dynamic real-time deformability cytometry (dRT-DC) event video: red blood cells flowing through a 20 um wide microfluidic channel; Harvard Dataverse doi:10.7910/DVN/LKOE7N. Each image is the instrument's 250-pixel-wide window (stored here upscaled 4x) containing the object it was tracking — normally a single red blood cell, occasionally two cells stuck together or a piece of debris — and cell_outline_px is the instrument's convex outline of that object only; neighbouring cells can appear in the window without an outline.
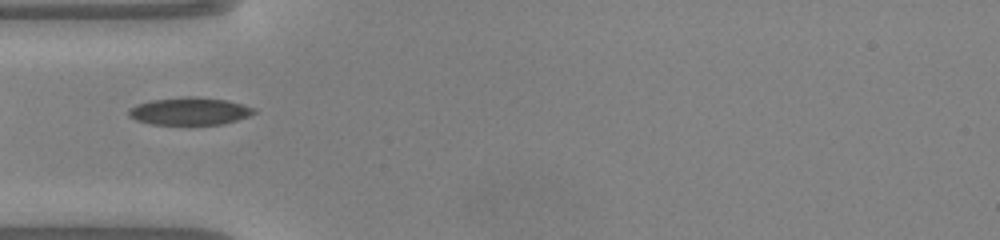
{"species": "common noctule bat (a hibernating species)", "species_latin": "Nyctalus noctula", "temperature_condition": "warm", "stored_images_in_passage": 32, "camera_frame_rate_fps": 3000, "um_per_image_px": 0.085, "animal": {"sex": "male", "body_mass_g": 20.0, "forearm_length_mm": 53.3}, "frame": {"image": 1, "passage_image": 1, "time_ms": 0.0, "image_size_px": [1000, 240], "cell_outline_px": [[256, 112], [248, 116], [236, 120], [220, 124], [152, 124], [136, 120], [128, 116], [128, 108], [136, 104], [152, 100], [184, 96], [192, 96], [228, 100], [256, 108]], "centroid_in_image_um": [16.1, 9.44], "position_along_channel_um": 68.9, "area_um2": 20.11}}
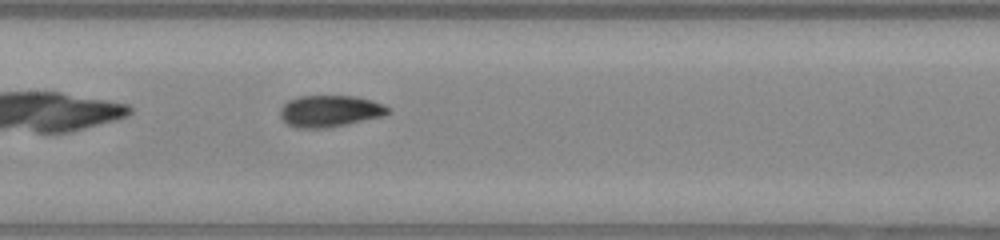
{"frame": {"image": 2, "passage_image": 9, "time_ms": 2.667, "image_size_px": [1000, 240], "cell_outline_px": [[392, 108], [384, 116], [348, 124], [328, 128], [296, 128], [288, 124], [280, 116], [280, 108], [288, 100], [300, 96], [356, 96], [372, 100], [384, 104]], "centroid_in_image_um": [28.07, 9.44], "position_along_channel_um": 179.3, "area_um2": 20.06}}
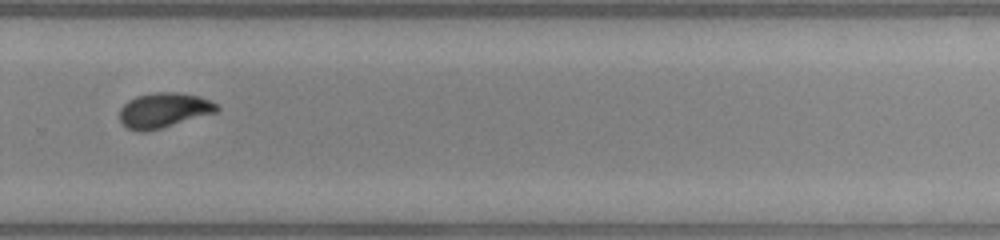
{"frame": {"image": 3, "passage_image": 19, "time_ms": 6.0, "image_size_px": [1000, 240], "cell_outline_px": [[220, 108], [216, 112], [160, 128], [144, 132], [140, 132], [128, 128], [120, 120], [120, 108], [128, 100], [136, 96], [156, 92], [176, 92], [200, 96], [220, 104]], "centroid_in_image_um": [13.94, 9.35], "position_along_channel_um": 315.9, "area_um2": 19.71}}